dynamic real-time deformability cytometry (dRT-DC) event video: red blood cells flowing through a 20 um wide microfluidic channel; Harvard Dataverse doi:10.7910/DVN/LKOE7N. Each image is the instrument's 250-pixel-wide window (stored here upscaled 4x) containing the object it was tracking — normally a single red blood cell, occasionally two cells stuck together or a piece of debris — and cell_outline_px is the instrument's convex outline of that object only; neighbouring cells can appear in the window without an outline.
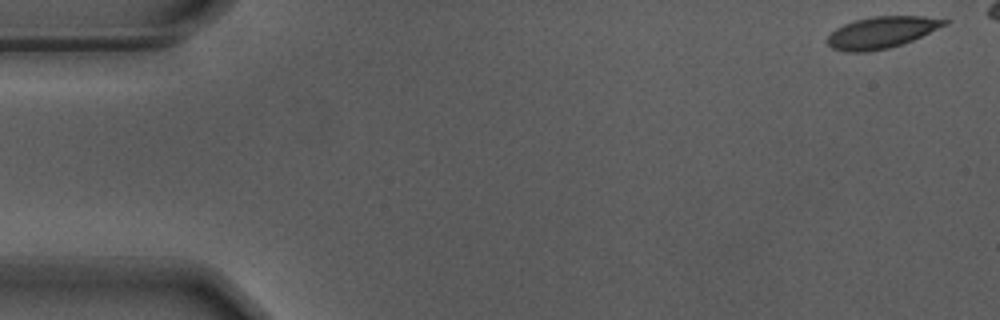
{"species": "Egyptian fruit bat (a non-hibernating species)", "species_latin": "Rousettus aegyptiacus", "temperature_condition": "warm", "stored_images_in_passage": 48, "camera_frame_rate_fps": 3000, "um_per_image_px": 0.085, "animal": {"sex": "male"}, "frame": {"image": 1, "passage_image": 1, "time_ms": 0.0, "image_size_px": [1000, 320], "cell_outline_px": [[948, 24], [912, 40], [888, 48], [868, 52], [848, 52], [832, 48], [824, 40], [836, 28], [844, 24], [856, 20], [872, 16], [924, 16], [948, 20]], "centroid_in_image_um": [74.9, 2.75], "position_along_channel_um": 10.1, "area_um2": 21.44}}
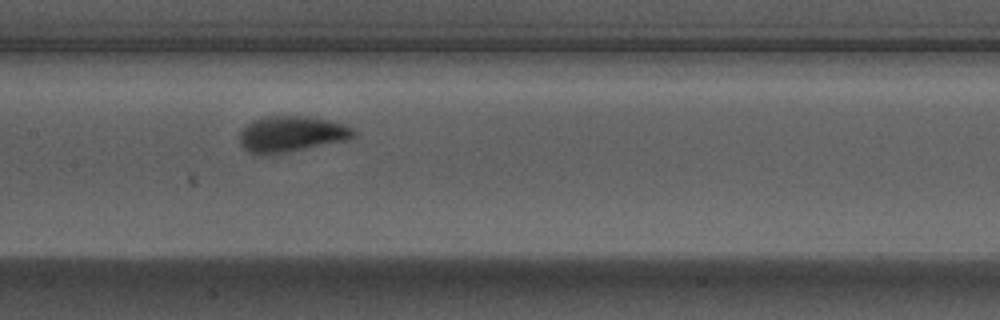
{"frame": {"image": 2, "passage_image": 26, "time_ms": 8.333, "image_size_px": [1000, 320], "cell_outline_px": [[356, 136], [348, 140], [272, 156], [248, 152], [240, 144], [240, 132], [252, 120], [260, 116], [304, 116], [344, 124], [352, 128], [356, 132]], "centroid_in_image_um": [24.76, 11.42], "position_along_channel_um": 182.6, "area_um2": 24.16}}
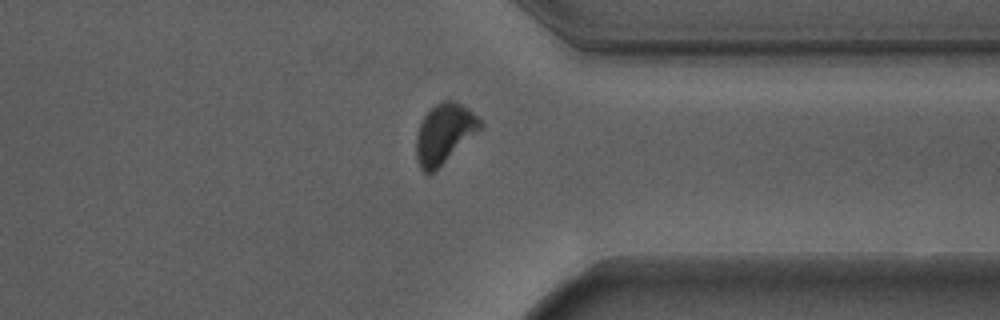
{"frame": {"image": 3, "passage_image": 42, "time_ms": 13.667, "image_size_px": [1000, 320], "cell_outline_px": [[484, 128], [432, 172], [424, 172], [420, 168], [416, 160], [416, 136], [420, 124], [424, 116], [440, 100], [456, 100], [468, 108], [484, 120]], "centroid_in_image_um": [37.82, 11.31], "position_along_channel_um": 373.6, "area_um2": 22.48}}